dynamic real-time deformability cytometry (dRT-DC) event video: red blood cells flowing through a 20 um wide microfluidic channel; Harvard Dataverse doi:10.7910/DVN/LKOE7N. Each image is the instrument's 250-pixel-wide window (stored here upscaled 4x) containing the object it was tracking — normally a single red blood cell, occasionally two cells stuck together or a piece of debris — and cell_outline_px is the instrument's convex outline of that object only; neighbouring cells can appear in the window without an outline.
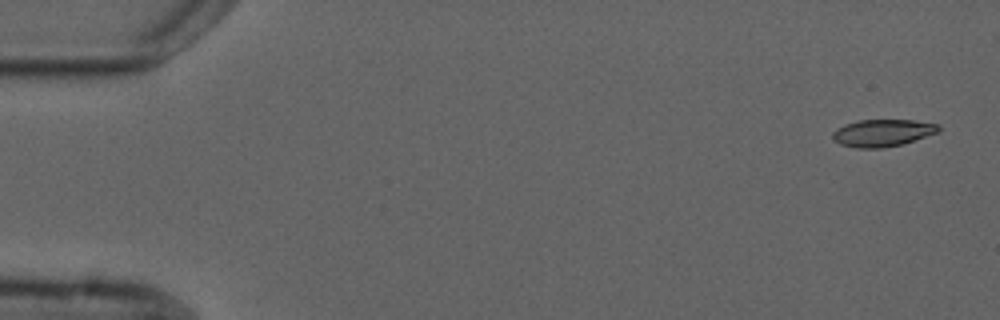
{"species": "common noctule bat (a hibernating species)", "species_latin": "Nyctalus noctula", "temperature_condition": "cold", "stored_images_in_passage": 4, "camera_frame_rate_fps": 3000, "um_per_image_px": 0.085, "animal": {"sex": "male", "forearm_length_mm": 52.5}, "frame": {"image": 1, "passage_image": 1, "time_ms": 0.0, "image_size_px": [1000, 320], "cell_outline_px": [[940, 132], [900, 144], [884, 148], [856, 148], [840, 144], [832, 136], [832, 132], [836, 128], [844, 124], [860, 120], [912, 120], [940, 124]], "centroid_in_image_um": [75.02, 11.29], "position_along_channel_um": 10.0, "area_um2": 16.76}}
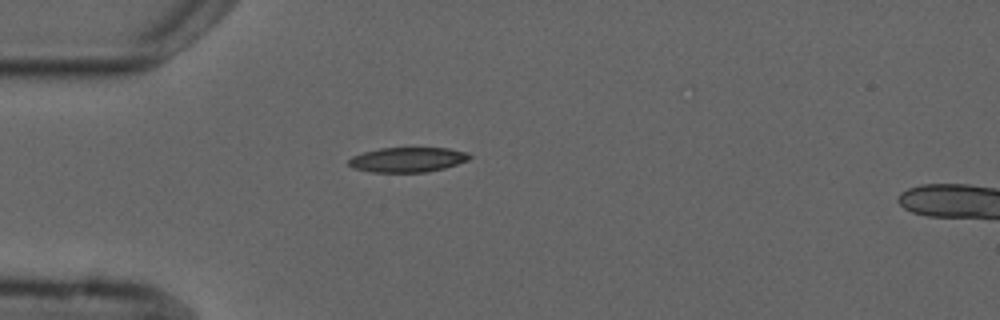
{"frame": {"image": 2, "passage_image": 4, "time_ms": 4.333, "image_size_px": [1000, 320], "cell_outline_px": [[472, 156], [468, 160], [444, 168], [428, 172], [372, 172], [352, 168], [348, 164], [348, 160], [352, 156], [364, 152], [380, 148], [448, 148], [468, 152]], "centroid_in_image_um": [34.64, 13.57], "position_along_channel_um": 50.4, "area_um2": 17.51}}